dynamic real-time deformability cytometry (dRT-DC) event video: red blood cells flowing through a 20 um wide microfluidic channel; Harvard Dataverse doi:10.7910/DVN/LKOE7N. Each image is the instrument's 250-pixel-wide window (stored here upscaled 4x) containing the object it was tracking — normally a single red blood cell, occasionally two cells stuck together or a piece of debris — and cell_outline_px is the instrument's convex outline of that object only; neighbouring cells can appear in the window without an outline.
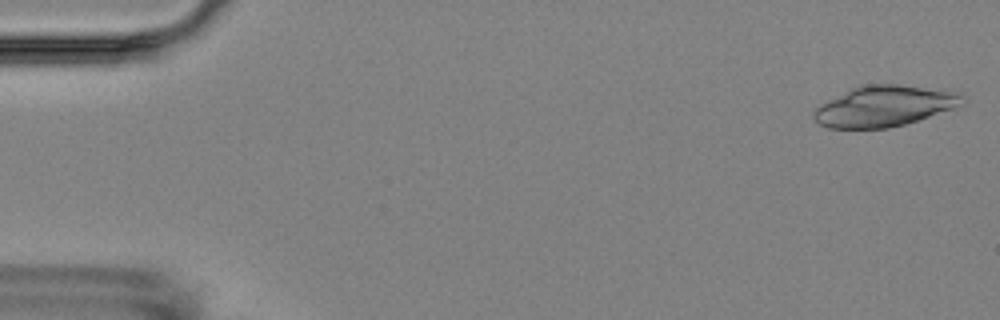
{"species": "Egyptian fruit bat (a non-hibernating species)", "species_latin": "Rousettus aegyptiacus", "temperature_condition": "room temperature", "stored_images_in_passage": 7, "camera_frame_rate_fps": 3000, "um_per_image_px": 0.085, "animal": {"sex": "female"}, "frame": {"image": 1, "passage_image": 1, "time_ms": 0.0, "image_size_px": [1000, 320], "cell_outline_px": [[968, 100], [952, 108], [904, 124], [888, 128], [828, 128], [820, 124], [812, 116], [812, 112], [820, 104], [860, 84], [896, 84], [960, 92]], "centroid_in_image_um": [75.14, 9.01], "position_along_channel_um": 9.9, "area_um2": 35.03}}